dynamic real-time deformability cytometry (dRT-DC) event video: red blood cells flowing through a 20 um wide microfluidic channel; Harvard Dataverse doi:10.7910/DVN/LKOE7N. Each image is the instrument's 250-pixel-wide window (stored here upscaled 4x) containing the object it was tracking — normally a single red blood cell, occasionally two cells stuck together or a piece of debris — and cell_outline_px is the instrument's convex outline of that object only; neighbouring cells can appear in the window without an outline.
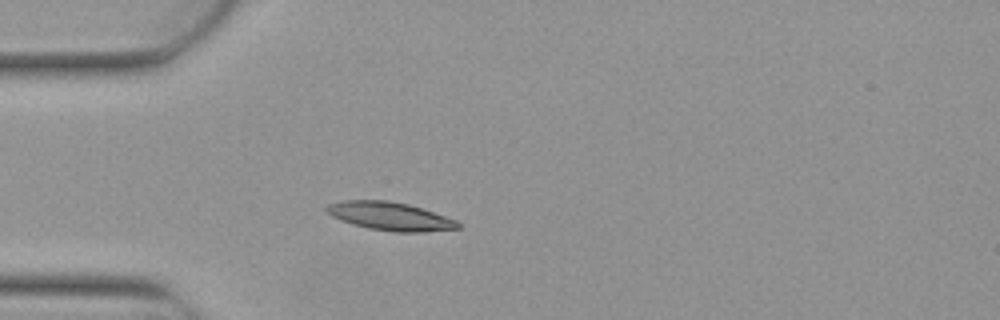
{"species": "Egyptian fruit bat (a non-hibernating species)", "species_latin": "Rousettus aegyptiacus", "temperature_condition": "warm", "stored_images_in_passage": 2, "camera_frame_rate_fps": 3000, "um_per_image_px": 0.085, "animal": {"sex": "female"}, "frame": {"image": 1, "passage_image": 2, "time_ms": 0.333, "image_size_px": [1000, 320], "cell_outline_px": [[460, 228], [424, 232], [396, 232], [368, 228], [352, 224], [332, 216], [324, 208], [328, 204], [344, 200], [388, 200], [408, 204], [456, 220], [460, 224]], "centroid_in_image_um": [33.14, 18.38], "position_along_channel_um": 51.9, "area_um2": 21.44}}